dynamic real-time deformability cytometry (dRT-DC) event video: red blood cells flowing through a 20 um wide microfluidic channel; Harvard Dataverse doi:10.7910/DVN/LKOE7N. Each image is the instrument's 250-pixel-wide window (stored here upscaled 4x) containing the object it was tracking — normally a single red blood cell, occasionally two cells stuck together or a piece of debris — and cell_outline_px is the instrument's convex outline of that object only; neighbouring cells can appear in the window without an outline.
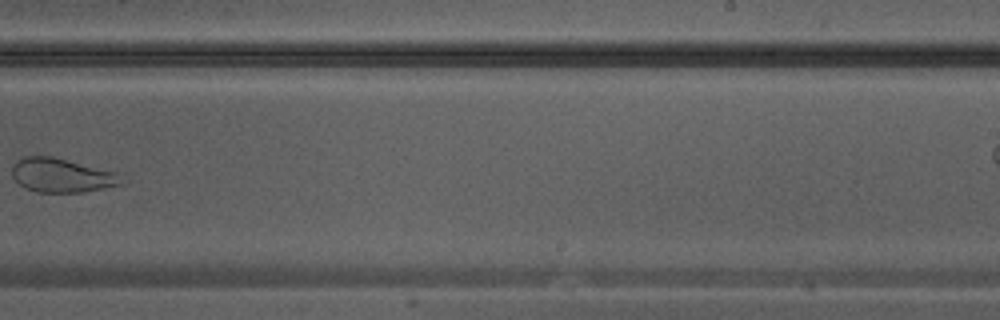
{"species": "Egyptian fruit bat (a non-hibernating species)", "species_latin": "Rousettus aegyptiacus", "temperature_condition": "warm", "stored_images_in_passage": 29, "camera_frame_rate_fps": 3000, "um_per_image_px": 0.085, "animal": {"sex": "male"}, "frame": {"image": 1, "passage_image": 17, "time_ms": 5.333, "image_size_px": [1000, 320], "cell_outline_px": [[128, 180], [120, 184], [84, 192], [36, 192], [24, 188], [12, 176], [12, 164], [16, 160], [24, 156], [52, 156], [120, 172]], "centroid_in_image_um": [5.29, 14.89], "position_along_channel_um": 283.7, "area_um2": 22.14}}